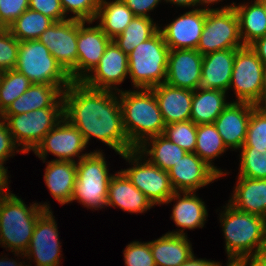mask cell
I'll use <instances>...</instances> for the list:
<instances>
[{
	"label": "cell",
	"mask_w": 266,
	"mask_h": 266,
	"mask_svg": "<svg viewBox=\"0 0 266 266\" xmlns=\"http://www.w3.org/2000/svg\"><path fill=\"white\" fill-rule=\"evenodd\" d=\"M115 93L73 81L63 92L64 118L82 133L86 144L95 137L121 155L135 148L125 134Z\"/></svg>",
	"instance_id": "6da1fadb"
},
{
	"label": "cell",
	"mask_w": 266,
	"mask_h": 266,
	"mask_svg": "<svg viewBox=\"0 0 266 266\" xmlns=\"http://www.w3.org/2000/svg\"><path fill=\"white\" fill-rule=\"evenodd\" d=\"M118 92L122 110L123 128L130 144L138 149L145 141L162 135L164 119L152 89ZM147 136V137H146Z\"/></svg>",
	"instance_id": "7a4b0ae2"
},
{
	"label": "cell",
	"mask_w": 266,
	"mask_h": 266,
	"mask_svg": "<svg viewBox=\"0 0 266 266\" xmlns=\"http://www.w3.org/2000/svg\"><path fill=\"white\" fill-rule=\"evenodd\" d=\"M223 212L220 222L228 261L239 262L244 258L266 253V218L242 212L229 203Z\"/></svg>",
	"instance_id": "3957f363"
},
{
	"label": "cell",
	"mask_w": 266,
	"mask_h": 266,
	"mask_svg": "<svg viewBox=\"0 0 266 266\" xmlns=\"http://www.w3.org/2000/svg\"><path fill=\"white\" fill-rule=\"evenodd\" d=\"M49 209L47 203L27 207L23 200L10 192L0 196V243L3 247L12 249L16 255H24L38 218Z\"/></svg>",
	"instance_id": "277c9868"
},
{
	"label": "cell",
	"mask_w": 266,
	"mask_h": 266,
	"mask_svg": "<svg viewBox=\"0 0 266 266\" xmlns=\"http://www.w3.org/2000/svg\"><path fill=\"white\" fill-rule=\"evenodd\" d=\"M168 53L169 47L159 30L132 50L128 55V70L137 90L151 89L165 83Z\"/></svg>",
	"instance_id": "5b68a950"
},
{
	"label": "cell",
	"mask_w": 266,
	"mask_h": 266,
	"mask_svg": "<svg viewBox=\"0 0 266 266\" xmlns=\"http://www.w3.org/2000/svg\"><path fill=\"white\" fill-rule=\"evenodd\" d=\"M15 69L33 84L58 86L63 92L73 82L49 49L38 40L20 42Z\"/></svg>",
	"instance_id": "8992f818"
},
{
	"label": "cell",
	"mask_w": 266,
	"mask_h": 266,
	"mask_svg": "<svg viewBox=\"0 0 266 266\" xmlns=\"http://www.w3.org/2000/svg\"><path fill=\"white\" fill-rule=\"evenodd\" d=\"M103 156L99 150L90 152L76 162L77 178L71 202L78 200L85 207L95 210L107 206V192L112 175L108 173Z\"/></svg>",
	"instance_id": "52a82bcc"
},
{
	"label": "cell",
	"mask_w": 266,
	"mask_h": 266,
	"mask_svg": "<svg viewBox=\"0 0 266 266\" xmlns=\"http://www.w3.org/2000/svg\"><path fill=\"white\" fill-rule=\"evenodd\" d=\"M229 88H234L236 102L254 105L262 102L266 88V66L250 46L235 49Z\"/></svg>",
	"instance_id": "ba28073f"
},
{
	"label": "cell",
	"mask_w": 266,
	"mask_h": 266,
	"mask_svg": "<svg viewBox=\"0 0 266 266\" xmlns=\"http://www.w3.org/2000/svg\"><path fill=\"white\" fill-rule=\"evenodd\" d=\"M5 119L15 144L23 154L34 150L44 136L64 118V108H42L20 115H0Z\"/></svg>",
	"instance_id": "9c48e42d"
},
{
	"label": "cell",
	"mask_w": 266,
	"mask_h": 266,
	"mask_svg": "<svg viewBox=\"0 0 266 266\" xmlns=\"http://www.w3.org/2000/svg\"><path fill=\"white\" fill-rule=\"evenodd\" d=\"M121 156L134 165L132 168L121 170L130 182L148 198L153 206L166 204V201L175 193L168 171L160 169L149 160L142 163L143 156L137 149L123 153Z\"/></svg>",
	"instance_id": "30bf717a"
},
{
	"label": "cell",
	"mask_w": 266,
	"mask_h": 266,
	"mask_svg": "<svg viewBox=\"0 0 266 266\" xmlns=\"http://www.w3.org/2000/svg\"><path fill=\"white\" fill-rule=\"evenodd\" d=\"M244 47L240 36L239 19L234 8L207 10L197 51L203 56L225 49Z\"/></svg>",
	"instance_id": "8fae6325"
},
{
	"label": "cell",
	"mask_w": 266,
	"mask_h": 266,
	"mask_svg": "<svg viewBox=\"0 0 266 266\" xmlns=\"http://www.w3.org/2000/svg\"><path fill=\"white\" fill-rule=\"evenodd\" d=\"M77 37L78 20L54 22L37 39L51 52L52 56L77 81Z\"/></svg>",
	"instance_id": "7c38bea8"
},
{
	"label": "cell",
	"mask_w": 266,
	"mask_h": 266,
	"mask_svg": "<svg viewBox=\"0 0 266 266\" xmlns=\"http://www.w3.org/2000/svg\"><path fill=\"white\" fill-rule=\"evenodd\" d=\"M86 145L82 133L66 118H63L44 136L33 151L44 162L48 152L59 158L55 160L76 162L73 157L78 156L81 160L89 154L85 153L79 156Z\"/></svg>",
	"instance_id": "4fadbf2b"
},
{
	"label": "cell",
	"mask_w": 266,
	"mask_h": 266,
	"mask_svg": "<svg viewBox=\"0 0 266 266\" xmlns=\"http://www.w3.org/2000/svg\"><path fill=\"white\" fill-rule=\"evenodd\" d=\"M235 3L221 9H193L176 18L166 27L159 29L169 50L197 49L202 34L207 10H227L233 8Z\"/></svg>",
	"instance_id": "5bb4252c"
},
{
	"label": "cell",
	"mask_w": 266,
	"mask_h": 266,
	"mask_svg": "<svg viewBox=\"0 0 266 266\" xmlns=\"http://www.w3.org/2000/svg\"><path fill=\"white\" fill-rule=\"evenodd\" d=\"M58 228L51 209L37 220L24 256L35 258L36 266H59L60 241ZM33 255V256H32Z\"/></svg>",
	"instance_id": "9a60e30c"
},
{
	"label": "cell",
	"mask_w": 266,
	"mask_h": 266,
	"mask_svg": "<svg viewBox=\"0 0 266 266\" xmlns=\"http://www.w3.org/2000/svg\"><path fill=\"white\" fill-rule=\"evenodd\" d=\"M91 72L81 81L84 85L92 89L112 91L113 85H120L129 75L128 55L111 40Z\"/></svg>",
	"instance_id": "2e32d148"
},
{
	"label": "cell",
	"mask_w": 266,
	"mask_h": 266,
	"mask_svg": "<svg viewBox=\"0 0 266 266\" xmlns=\"http://www.w3.org/2000/svg\"><path fill=\"white\" fill-rule=\"evenodd\" d=\"M168 175L175 192H194L220 177L194 152H187L168 170Z\"/></svg>",
	"instance_id": "e0dca14e"
},
{
	"label": "cell",
	"mask_w": 266,
	"mask_h": 266,
	"mask_svg": "<svg viewBox=\"0 0 266 266\" xmlns=\"http://www.w3.org/2000/svg\"><path fill=\"white\" fill-rule=\"evenodd\" d=\"M203 55L196 49L169 50L165 82L195 91L200 83Z\"/></svg>",
	"instance_id": "ac0fdd59"
},
{
	"label": "cell",
	"mask_w": 266,
	"mask_h": 266,
	"mask_svg": "<svg viewBox=\"0 0 266 266\" xmlns=\"http://www.w3.org/2000/svg\"><path fill=\"white\" fill-rule=\"evenodd\" d=\"M85 23L78 20L77 81H82L86 72L90 73L94 69L111 41L99 25L85 27Z\"/></svg>",
	"instance_id": "d6986e66"
},
{
	"label": "cell",
	"mask_w": 266,
	"mask_h": 266,
	"mask_svg": "<svg viewBox=\"0 0 266 266\" xmlns=\"http://www.w3.org/2000/svg\"><path fill=\"white\" fill-rule=\"evenodd\" d=\"M256 105L233 101L213 122L227 148L241 149L245 142L252 109Z\"/></svg>",
	"instance_id": "ffe728a7"
},
{
	"label": "cell",
	"mask_w": 266,
	"mask_h": 266,
	"mask_svg": "<svg viewBox=\"0 0 266 266\" xmlns=\"http://www.w3.org/2000/svg\"><path fill=\"white\" fill-rule=\"evenodd\" d=\"M151 89L166 125L190 120L192 90L173 87L166 82Z\"/></svg>",
	"instance_id": "44dd1931"
},
{
	"label": "cell",
	"mask_w": 266,
	"mask_h": 266,
	"mask_svg": "<svg viewBox=\"0 0 266 266\" xmlns=\"http://www.w3.org/2000/svg\"><path fill=\"white\" fill-rule=\"evenodd\" d=\"M235 59V49L215 51L203 56L198 88L227 91Z\"/></svg>",
	"instance_id": "7402d4cb"
},
{
	"label": "cell",
	"mask_w": 266,
	"mask_h": 266,
	"mask_svg": "<svg viewBox=\"0 0 266 266\" xmlns=\"http://www.w3.org/2000/svg\"><path fill=\"white\" fill-rule=\"evenodd\" d=\"M42 108H64L63 91L50 84H32L1 115H20Z\"/></svg>",
	"instance_id": "603a6c76"
},
{
	"label": "cell",
	"mask_w": 266,
	"mask_h": 266,
	"mask_svg": "<svg viewBox=\"0 0 266 266\" xmlns=\"http://www.w3.org/2000/svg\"><path fill=\"white\" fill-rule=\"evenodd\" d=\"M107 205L119 206L130 213H143L153 207L148 198L130 182L122 171L111 177L107 192Z\"/></svg>",
	"instance_id": "cb8c5ba5"
},
{
	"label": "cell",
	"mask_w": 266,
	"mask_h": 266,
	"mask_svg": "<svg viewBox=\"0 0 266 266\" xmlns=\"http://www.w3.org/2000/svg\"><path fill=\"white\" fill-rule=\"evenodd\" d=\"M180 193H183L181 197ZM178 200L173 207L171 219L174 220L180 231L168 232L169 234L185 235L184 229L203 227L206 220L207 209L205 203L195 195V192H175L166 203Z\"/></svg>",
	"instance_id": "d4e9b609"
},
{
	"label": "cell",
	"mask_w": 266,
	"mask_h": 266,
	"mask_svg": "<svg viewBox=\"0 0 266 266\" xmlns=\"http://www.w3.org/2000/svg\"><path fill=\"white\" fill-rule=\"evenodd\" d=\"M229 204L234 208L266 218V179L238 177Z\"/></svg>",
	"instance_id": "484cf974"
},
{
	"label": "cell",
	"mask_w": 266,
	"mask_h": 266,
	"mask_svg": "<svg viewBox=\"0 0 266 266\" xmlns=\"http://www.w3.org/2000/svg\"><path fill=\"white\" fill-rule=\"evenodd\" d=\"M76 178V162L73 161L52 160L45 169V184L62 205L71 202Z\"/></svg>",
	"instance_id": "4316f807"
},
{
	"label": "cell",
	"mask_w": 266,
	"mask_h": 266,
	"mask_svg": "<svg viewBox=\"0 0 266 266\" xmlns=\"http://www.w3.org/2000/svg\"><path fill=\"white\" fill-rule=\"evenodd\" d=\"M187 235L166 233L150 242V249L156 266H179L193 254Z\"/></svg>",
	"instance_id": "83f0119b"
},
{
	"label": "cell",
	"mask_w": 266,
	"mask_h": 266,
	"mask_svg": "<svg viewBox=\"0 0 266 266\" xmlns=\"http://www.w3.org/2000/svg\"><path fill=\"white\" fill-rule=\"evenodd\" d=\"M225 94L218 89L197 88L193 91L190 120L196 125L213 123L229 104Z\"/></svg>",
	"instance_id": "f1b7e54d"
},
{
	"label": "cell",
	"mask_w": 266,
	"mask_h": 266,
	"mask_svg": "<svg viewBox=\"0 0 266 266\" xmlns=\"http://www.w3.org/2000/svg\"><path fill=\"white\" fill-rule=\"evenodd\" d=\"M239 19L240 36L244 46H249L266 35V13L262 4L254 0L252 5H234Z\"/></svg>",
	"instance_id": "f546056e"
},
{
	"label": "cell",
	"mask_w": 266,
	"mask_h": 266,
	"mask_svg": "<svg viewBox=\"0 0 266 266\" xmlns=\"http://www.w3.org/2000/svg\"><path fill=\"white\" fill-rule=\"evenodd\" d=\"M134 17L133 12L122 0H100L96 20L100 19L99 26L102 31L113 40L125 30Z\"/></svg>",
	"instance_id": "4dcf8cb0"
},
{
	"label": "cell",
	"mask_w": 266,
	"mask_h": 266,
	"mask_svg": "<svg viewBox=\"0 0 266 266\" xmlns=\"http://www.w3.org/2000/svg\"><path fill=\"white\" fill-rule=\"evenodd\" d=\"M151 148L147 149V144ZM143 156L150 155L148 160L164 171H168L187 153L177 144L167 139L164 135H158L146 139V141L137 149Z\"/></svg>",
	"instance_id": "1f68e13d"
},
{
	"label": "cell",
	"mask_w": 266,
	"mask_h": 266,
	"mask_svg": "<svg viewBox=\"0 0 266 266\" xmlns=\"http://www.w3.org/2000/svg\"><path fill=\"white\" fill-rule=\"evenodd\" d=\"M196 135L197 139L194 153L212 167L220 176L226 174L211 163L212 159L218 157L228 149L214 124L197 125Z\"/></svg>",
	"instance_id": "d6a6232c"
},
{
	"label": "cell",
	"mask_w": 266,
	"mask_h": 266,
	"mask_svg": "<svg viewBox=\"0 0 266 266\" xmlns=\"http://www.w3.org/2000/svg\"><path fill=\"white\" fill-rule=\"evenodd\" d=\"M159 29L160 27L156 26L151 18L135 16L113 41L126 55H129L136 46L151 38Z\"/></svg>",
	"instance_id": "836d02e7"
},
{
	"label": "cell",
	"mask_w": 266,
	"mask_h": 266,
	"mask_svg": "<svg viewBox=\"0 0 266 266\" xmlns=\"http://www.w3.org/2000/svg\"><path fill=\"white\" fill-rule=\"evenodd\" d=\"M54 22L48 16L28 8L7 29L19 42L37 40Z\"/></svg>",
	"instance_id": "e575fe53"
},
{
	"label": "cell",
	"mask_w": 266,
	"mask_h": 266,
	"mask_svg": "<svg viewBox=\"0 0 266 266\" xmlns=\"http://www.w3.org/2000/svg\"><path fill=\"white\" fill-rule=\"evenodd\" d=\"M33 83L16 69L0 72V115Z\"/></svg>",
	"instance_id": "d590c367"
},
{
	"label": "cell",
	"mask_w": 266,
	"mask_h": 266,
	"mask_svg": "<svg viewBox=\"0 0 266 266\" xmlns=\"http://www.w3.org/2000/svg\"><path fill=\"white\" fill-rule=\"evenodd\" d=\"M239 177L266 179V149L241 147Z\"/></svg>",
	"instance_id": "8d00e7d4"
},
{
	"label": "cell",
	"mask_w": 266,
	"mask_h": 266,
	"mask_svg": "<svg viewBox=\"0 0 266 266\" xmlns=\"http://www.w3.org/2000/svg\"><path fill=\"white\" fill-rule=\"evenodd\" d=\"M197 125L191 120L167 124L163 134L186 152H194L197 139Z\"/></svg>",
	"instance_id": "74e56055"
},
{
	"label": "cell",
	"mask_w": 266,
	"mask_h": 266,
	"mask_svg": "<svg viewBox=\"0 0 266 266\" xmlns=\"http://www.w3.org/2000/svg\"><path fill=\"white\" fill-rule=\"evenodd\" d=\"M242 147L266 149V110L259 105L252 109L245 142Z\"/></svg>",
	"instance_id": "f35d334b"
},
{
	"label": "cell",
	"mask_w": 266,
	"mask_h": 266,
	"mask_svg": "<svg viewBox=\"0 0 266 266\" xmlns=\"http://www.w3.org/2000/svg\"><path fill=\"white\" fill-rule=\"evenodd\" d=\"M65 16L72 12L75 16L70 19L86 21L91 23L96 19L100 0H60Z\"/></svg>",
	"instance_id": "ab89813d"
},
{
	"label": "cell",
	"mask_w": 266,
	"mask_h": 266,
	"mask_svg": "<svg viewBox=\"0 0 266 266\" xmlns=\"http://www.w3.org/2000/svg\"><path fill=\"white\" fill-rule=\"evenodd\" d=\"M20 42L8 29H0V72L15 69Z\"/></svg>",
	"instance_id": "60d3db41"
},
{
	"label": "cell",
	"mask_w": 266,
	"mask_h": 266,
	"mask_svg": "<svg viewBox=\"0 0 266 266\" xmlns=\"http://www.w3.org/2000/svg\"><path fill=\"white\" fill-rule=\"evenodd\" d=\"M123 253L126 266H156L150 249V242L133 241L126 246Z\"/></svg>",
	"instance_id": "b9f144b4"
},
{
	"label": "cell",
	"mask_w": 266,
	"mask_h": 266,
	"mask_svg": "<svg viewBox=\"0 0 266 266\" xmlns=\"http://www.w3.org/2000/svg\"><path fill=\"white\" fill-rule=\"evenodd\" d=\"M29 8V0H0V29H7Z\"/></svg>",
	"instance_id": "7bdbcfd3"
},
{
	"label": "cell",
	"mask_w": 266,
	"mask_h": 266,
	"mask_svg": "<svg viewBox=\"0 0 266 266\" xmlns=\"http://www.w3.org/2000/svg\"><path fill=\"white\" fill-rule=\"evenodd\" d=\"M29 9L48 16L55 22L66 21L60 0H29Z\"/></svg>",
	"instance_id": "ee69618b"
},
{
	"label": "cell",
	"mask_w": 266,
	"mask_h": 266,
	"mask_svg": "<svg viewBox=\"0 0 266 266\" xmlns=\"http://www.w3.org/2000/svg\"><path fill=\"white\" fill-rule=\"evenodd\" d=\"M17 149L4 118L0 116V160L5 162Z\"/></svg>",
	"instance_id": "f6af8a7d"
},
{
	"label": "cell",
	"mask_w": 266,
	"mask_h": 266,
	"mask_svg": "<svg viewBox=\"0 0 266 266\" xmlns=\"http://www.w3.org/2000/svg\"><path fill=\"white\" fill-rule=\"evenodd\" d=\"M135 16L150 18L149 12L153 10L161 0H122Z\"/></svg>",
	"instance_id": "bcb514c9"
},
{
	"label": "cell",
	"mask_w": 266,
	"mask_h": 266,
	"mask_svg": "<svg viewBox=\"0 0 266 266\" xmlns=\"http://www.w3.org/2000/svg\"><path fill=\"white\" fill-rule=\"evenodd\" d=\"M249 46L266 66V35L258 38Z\"/></svg>",
	"instance_id": "7dc6e473"
},
{
	"label": "cell",
	"mask_w": 266,
	"mask_h": 266,
	"mask_svg": "<svg viewBox=\"0 0 266 266\" xmlns=\"http://www.w3.org/2000/svg\"><path fill=\"white\" fill-rule=\"evenodd\" d=\"M239 262L242 266H266V253L250 256Z\"/></svg>",
	"instance_id": "c3c4849f"
},
{
	"label": "cell",
	"mask_w": 266,
	"mask_h": 266,
	"mask_svg": "<svg viewBox=\"0 0 266 266\" xmlns=\"http://www.w3.org/2000/svg\"><path fill=\"white\" fill-rule=\"evenodd\" d=\"M219 262L209 261L205 259H196L194 254L185 261L184 263L180 264L179 266H221Z\"/></svg>",
	"instance_id": "681fc988"
},
{
	"label": "cell",
	"mask_w": 266,
	"mask_h": 266,
	"mask_svg": "<svg viewBox=\"0 0 266 266\" xmlns=\"http://www.w3.org/2000/svg\"><path fill=\"white\" fill-rule=\"evenodd\" d=\"M4 162L0 160V196L5 195L4 192L8 193V175L7 168L3 166Z\"/></svg>",
	"instance_id": "f907efd6"
},
{
	"label": "cell",
	"mask_w": 266,
	"mask_h": 266,
	"mask_svg": "<svg viewBox=\"0 0 266 266\" xmlns=\"http://www.w3.org/2000/svg\"><path fill=\"white\" fill-rule=\"evenodd\" d=\"M166 2L173 3L174 5H180L184 7H190L197 5V0H165Z\"/></svg>",
	"instance_id": "816d5d0a"
},
{
	"label": "cell",
	"mask_w": 266,
	"mask_h": 266,
	"mask_svg": "<svg viewBox=\"0 0 266 266\" xmlns=\"http://www.w3.org/2000/svg\"><path fill=\"white\" fill-rule=\"evenodd\" d=\"M21 263V264H20ZM20 263H16V261L15 260H9L8 261V259H4V258H2L1 260H0V266H22V262H20ZM24 266V265H23Z\"/></svg>",
	"instance_id": "f5cc1de1"
},
{
	"label": "cell",
	"mask_w": 266,
	"mask_h": 266,
	"mask_svg": "<svg viewBox=\"0 0 266 266\" xmlns=\"http://www.w3.org/2000/svg\"><path fill=\"white\" fill-rule=\"evenodd\" d=\"M218 1H221V0H197V4H213L214 2L217 3Z\"/></svg>",
	"instance_id": "db71d44e"
},
{
	"label": "cell",
	"mask_w": 266,
	"mask_h": 266,
	"mask_svg": "<svg viewBox=\"0 0 266 266\" xmlns=\"http://www.w3.org/2000/svg\"><path fill=\"white\" fill-rule=\"evenodd\" d=\"M259 106L266 110V88H265V93H264V96H263V100H262V102L260 103Z\"/></svg>",
	"instance_id": "11a10c76"
},
{
	"label": "cell",
	"mask_w": 266,
	"mask_h": 266,
	"mask_svg": "<svg viewBox=\"0 0 266 266\" xmlns=\"http://www.w3.org/2000/svg\"><path fill=\"white\" fill-rule=\"evenodd\" d=\"M227 266H242L240 262L228 261Z\"/></svg>",
	"instance_id": "9f6ffc18"
},
{
	"label": "cell",
	"mask_w": 266,
	"mask_h": 266,
	"mask_svg": "<svg viewBox=\"0 0 266 266\" xmlns=\"http://www.w3.org/2000/svg\"><path fill=\"white\" fill-rule=\"evenodd\" d=\"M258 1L262 4L263 10L266 13V0H258Z\"/></svg>",
	"instance_id": "6f0895ef"
}]
</instances>
